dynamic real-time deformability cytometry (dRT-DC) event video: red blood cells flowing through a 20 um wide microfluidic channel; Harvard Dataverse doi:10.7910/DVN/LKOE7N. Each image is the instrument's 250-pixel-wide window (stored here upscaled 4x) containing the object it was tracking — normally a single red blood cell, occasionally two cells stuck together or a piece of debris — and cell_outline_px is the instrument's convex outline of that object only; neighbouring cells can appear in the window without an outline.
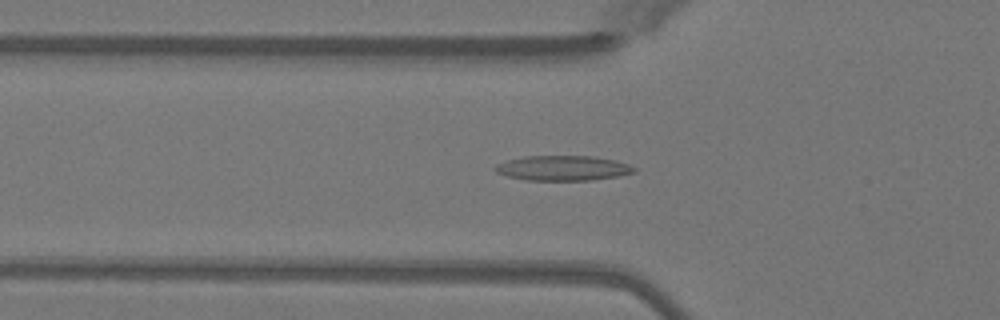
{"species": "Egyptian fruit bat (a non-hibernating species)", "species_latin": "Rousettus aegyptiacus", "temperature_condition": "warm", "stored_images_in_passage": 51, "camera_frame_rate_fps": 3000, "um_per_image_px": 0.085, "animal": {"sex": "female"}, "frame": {"image": 1, "passage_image": 18, "time_ms": 5.667, "image_size_px": [1000, 320], "cell_outline_px": [[636, 172], [616, 176], [592, 180], [524, 180], [508, 176], [496, 172], [492, 168], [496, 164], [508, 160], [524, 156], [592, 156], [616, 160], [628, 164], [636, 168]], "centroid_in_image_um": [47.83, 14.28], "position_along_channel_um": 78.0, "area_um2": 20.23}}
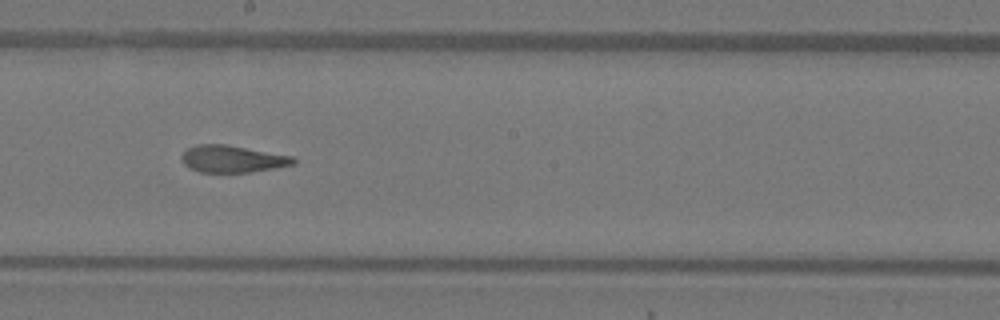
{"frame": {"image": 2, "passage_image": 29, "time_ms": 9.333, "image_size_px": [1000, 320], "cell_outline_px": [[296, 164], [276, 168], [248, 172], [200, 172], [188, 168], [184, 164], [180, 156], [188, 148], [196, 144], [228, 144], [292, 156], [296, 160]], "centroid_in_image_um": [19.75, 13.5], "position_along_channel_um": 228.5, "area_um2": 17.74}}
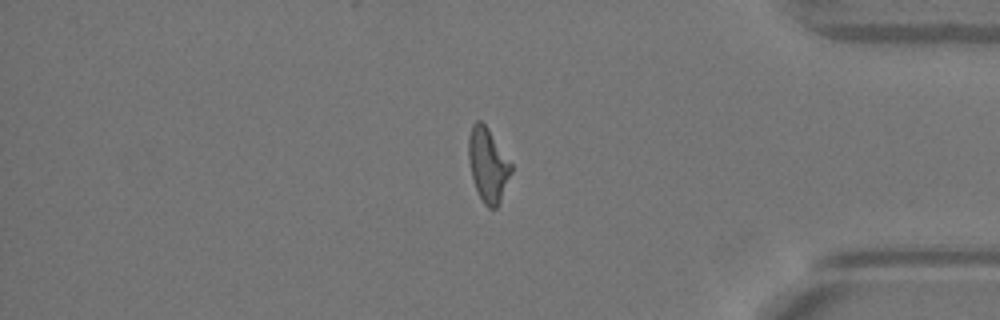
{"frame": {"image": 3, "passage_image": 43, "time_ms": 14.0, "image_size_px": [1000, 320], "cell_outline_px": [[512, 172], [500, 200], [496, 208], [488, 208], [484, 204], [476, 188], [472, 176], [468, 160], [468, 136], [472, 124], [476, 120], [480, 120], [488, 128], [512, 164]], "centroid_in_image_um": [41.46, 13.99], "position_along_channel_um": 393.7, "area_um2": 18.21}, "authors_computed_cell_mechanics": {"area_um2": 18.5538, "velocity_mm_per_s": 4.0707, "shape_relaxation_time_tau1_ms": 11.3547, "shape_relaxation_time_tau2_ms": 2.1233, "deformation_change_tau1": 0.3082, "deformation_change_tau2": 0.1182}}